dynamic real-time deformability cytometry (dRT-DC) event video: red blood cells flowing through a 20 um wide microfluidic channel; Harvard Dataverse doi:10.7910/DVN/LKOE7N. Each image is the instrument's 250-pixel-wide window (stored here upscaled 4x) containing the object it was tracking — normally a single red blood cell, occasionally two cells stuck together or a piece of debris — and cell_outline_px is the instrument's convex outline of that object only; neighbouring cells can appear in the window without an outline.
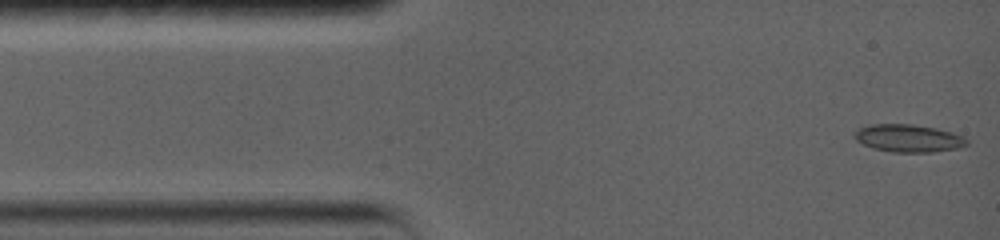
{"species": "common noctule bat (a hibernating species)", "species_latin": "Nyctalus noctula", "temperature_condition": "warm", "stored_images_in_passage": 9, "camera_frame_rate_fps": 5000, "um_per_image_px": 0.085, "animal": {"sex": "female", "body_mass_g": 19.0, "forearm_length_mm": 56.7}, "frame": {"image": 1, "passage_image": 1, "time_ms": 0.0, "image_size_px": [1000, 240], "cell_outline_px": [[968, 144], [960, 148], [932, 152], [892, 152], [876, 148], [864, 144], [856, 140], [852, 136], [860, 128], [868, 124], [912, 124], [936, 128], [952, 132], [964, 136], [968, 140]], "centroid_in_image_um": [77.26, 11.74], "position_along_channel_um": 7.7, "area_um2": 18.09}}
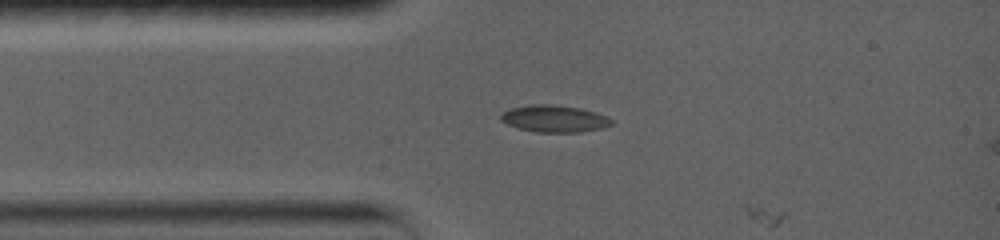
{"frame": {"image": 2, "passage_image": 8, "time_ms": 2.6, "image_size_px": [1000, 240], "cell_outline_px": [[612, 124], [600, 128], [580, 132], [536, 132], [516, 128], [500, 120], [500, 116], [508, 108], [528, 104], [552, 104], [580, 108], [596, 112], [612, 120]], "centroid_in_image_um": [47.05, 10.08], "position_along_channel_um": 37.9, "area_um2": 17.4}}